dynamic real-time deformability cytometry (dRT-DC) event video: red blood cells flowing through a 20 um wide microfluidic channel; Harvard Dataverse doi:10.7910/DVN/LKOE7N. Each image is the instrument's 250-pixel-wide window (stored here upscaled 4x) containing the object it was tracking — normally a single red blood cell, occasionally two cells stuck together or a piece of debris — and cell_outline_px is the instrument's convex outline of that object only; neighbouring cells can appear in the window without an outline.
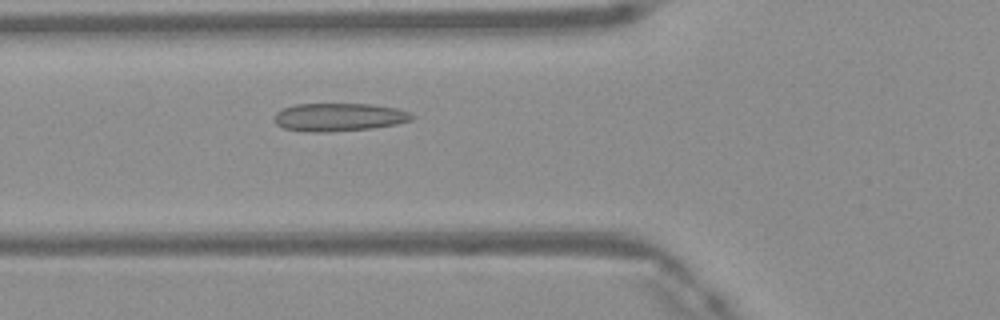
{"species": "Egyptian fruit bat (a non-hibernating species)", "species_latin": "Rousettus aegyptiacus", "temperature_condition": "warm", "stored_images_in_passage": 45, "camera_frame_rate_fps": 3000, "um_per_image_px": 0.085, "frame": {"image": 1, "passage_image": 14, "time_ms": 4.333, "image_size_px": [1000, 320], "cell_outline_px": [[416, 116], [412, 120], [396, 124], [372, 128], [324, 132], [304, 132], [284, 128], [276, 124], [272, 120], [272, 116], [276, 112], [284, 108], [296, 104], [368, 104], [396, 108], [408, 112]], "centroid_in_image_um": [28.76, 9.96], "position_along_channel_um": 97.0, "area_um2": 22.6}}
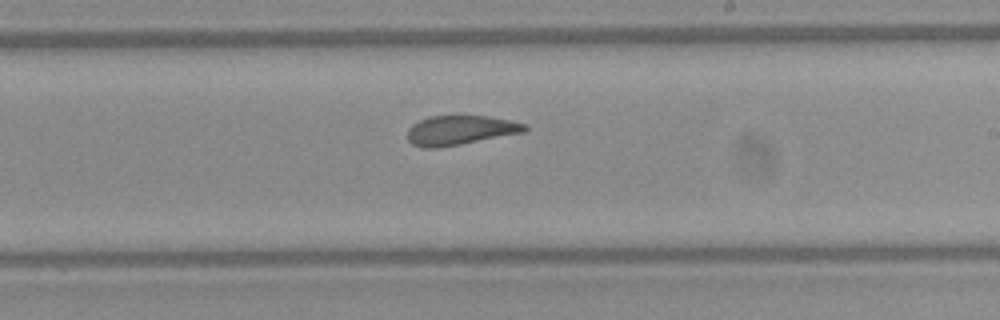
{"frame": {"image": 2, "passage_image": 25, "time_ms": 8.0, "image_size_px": [1000, 320], "cell_outline_px": [[528, 128], [524, 132], [440, 148], [424, 148], [412, 144], [408, 140], [408, 128], [412, 124], [428, 116], [488, 116], [512, 120], [528, 124]], "centroid_in_image_um": [39.12, 11.07], "position_along_channel_um": 249.9, "area_um2": 20.23}}
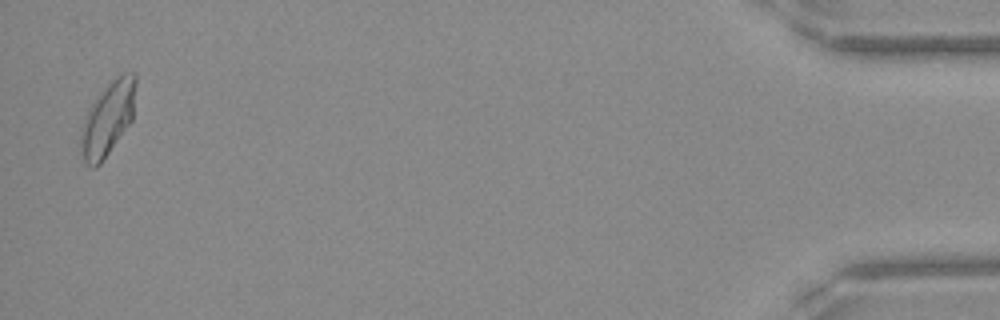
{"frame": {"image": 3, "passage_image": 44, "time_ms": 14.333, "image_size_px": [1000, 320], "cell_outline_px": [[136, 80], [132, 120], [100, 164], [96, 168], [92, 168], [84, 160], [80, 152], [80, 128], [88, 108], [108, 84], [116, 76], [124, 72], [136, 72]], "centroid_in_image_um": [9.14, 10.08], "position_along_channel_um": 426.1, "area_um2": 23.52}, "authors_computed_cell_mechanics": {"area_um2": 21.2126, "velocity_mm_per_s": 4.1544, "shape_relaxation_time_tau1_ms": null, "shape_relaxation_time_tau2_ms": 1.3248, "deformation_change_tau1": null, "deformation_change_tau2": 0.08}}